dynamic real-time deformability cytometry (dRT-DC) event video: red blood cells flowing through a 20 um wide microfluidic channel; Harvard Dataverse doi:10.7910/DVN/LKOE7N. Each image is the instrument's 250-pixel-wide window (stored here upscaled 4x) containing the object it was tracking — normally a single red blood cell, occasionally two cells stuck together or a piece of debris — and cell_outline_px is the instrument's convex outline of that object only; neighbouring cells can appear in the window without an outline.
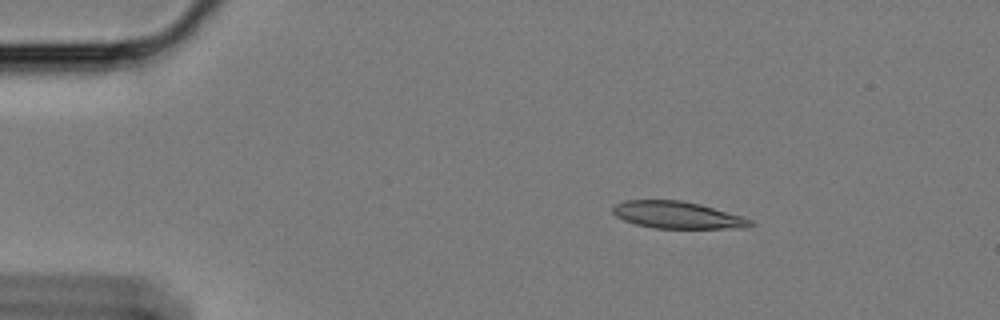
{"species": "Egyptian fruit bat (a non-hibernating species)", "species_latin": "Rousettus aegyptiacus", "temperature_condition": "cold", "stored_images_in_passage": 50, "camera_frame_rate_fps": 3000, "um_per_image_px": 0.085, "animal": {"sex": "female"}, "frame": {"image": 1, "passage_image": 1, "time_ms": 0.0, "image_size_px": [1000, 320], "cell_outline_px": [[756, 224], [748, 228], [652, 228], [636, 224], [624, 220], [616, 216], [612, 212], [612, 208], [616, 204], [624, 200], [680, 200], [700, 204], [744, 216], [752, 220]], "centroid_in_image_um": [57.62, 18.28], "position_along_channel_um": 27.4, "area_um2": 21.85}}
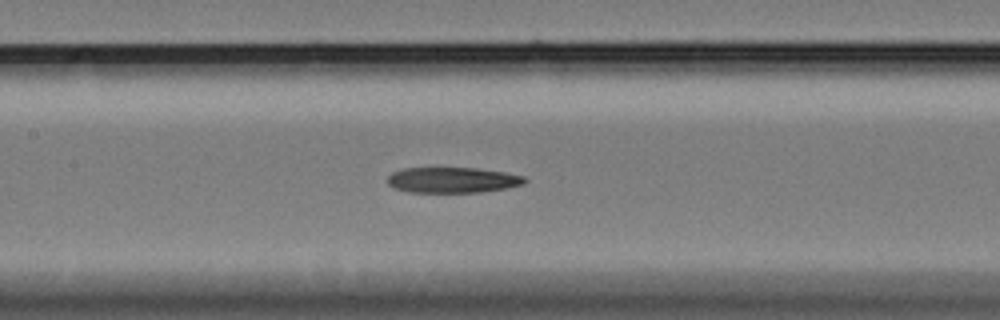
{"frame": {"image": 2, "passage_image": 19, "time_ms": 6.0, "image_size_px": [1000, 320], "cell_outline_px": [[528, 180], [524, 184], [504, 188], [480, 192], [408, 192], [396, 188], [388, 184], [388, 176], [392, 172], [404, 168], [476, 168], [504, 172], [524, 176]], "centroid_in_image_um": [38.47, 15.3], "position_along_channel_um": 168.9, "area_um2": 20.35}}
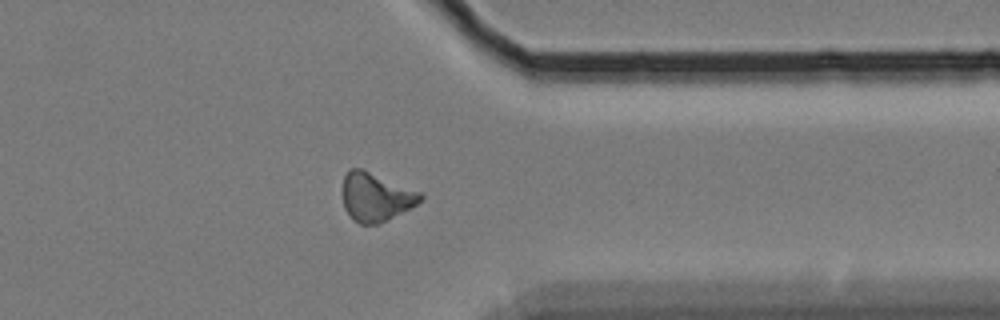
{"frame": {"image": 3, "passage_image": 38, "time_ms": 12.333, "image_size_px": [1000, 320], "cell_outline_px": [[424, 196], [416, 204], [376, 224], [360, 224], [352, 220], [344, 208], [340, 192], [344, 176], [348, 168], [364, 168], [420, 192]], "centroid_in_image_um": [31.85, 16.7], "position_along_channel_um": 379.6, "area_um2": 22.14}}